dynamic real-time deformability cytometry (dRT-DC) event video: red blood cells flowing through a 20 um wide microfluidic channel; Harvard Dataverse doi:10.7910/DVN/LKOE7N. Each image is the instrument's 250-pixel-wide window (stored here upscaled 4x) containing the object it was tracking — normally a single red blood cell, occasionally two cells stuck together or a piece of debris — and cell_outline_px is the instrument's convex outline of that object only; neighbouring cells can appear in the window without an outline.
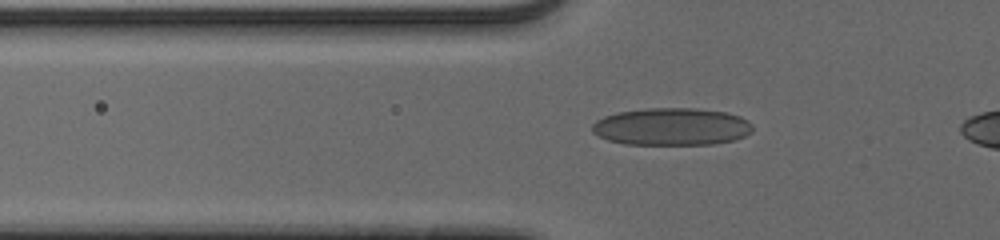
{"species": "human", "species_latin": "Homo sapiens", "temperature_condition": "cold", "stored_images_in_passage": 41, "camera_frame_rate_fps": 3000, "um_per_image_px": 0.085, "donor": {"sex": "male"}, "frame": {"image": 1, "passage_image": 11, "time_ms": 3.333, "image_size_px": [1000, 240], "cell_outline_px": [[752, 132], [736, 140], [716, 144], [624, 144], [608, 140], [592, 132], [592, 124], [596, 120], [604, 116], [616, 112], [644, 108], [696, 108], [724, 112], [740, 116], [748, 120], [752, 124]], "centroid_in_image_um": [57.09, 10.76], "position_along_channel_um": 68.7, "area_um2": 35.26}}
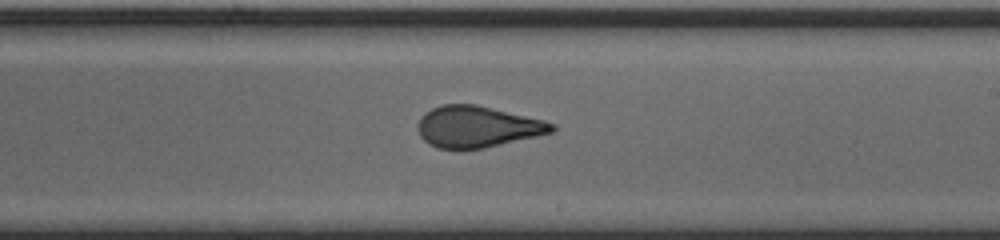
{"frame": {"image": 2, "passage_image": 25, "time_ms": 8.0, "image_size_px": [1000, 240], "cell_outline_px": [[556, 128], [552, 132], [536, 136], [484, 148], [460, 152], [436, 148], [428, 144], [420, 136], [416, 128], [420, 116], [424, 112], [432, 108], [444, 104], [476, 104], [544, 120], [556, 124]], "centroid_in_image_um": [40.51, 10.8], "position_along_channel_um": 248.5, "area_um2": 32.95}}
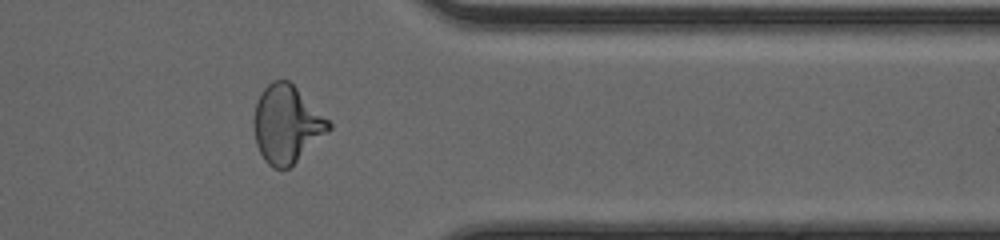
{"frame": {"image": 3, "passage_image": 36, "time_ms": 11.667, "image_size_px": [1000, 240], "cell_outline_px": [[332, 128], [328, 132], [288, 168], [272, 168], [264, 160], [256, 144], [252, 124], [252, 120], [256, 104], [260, 92], [272, 80], [288, 80], [332, 124]], "centroid_in_image_um": [24.32, 10.56], "position_along_channel_um": 387.1, "area_um2": 33.47}}